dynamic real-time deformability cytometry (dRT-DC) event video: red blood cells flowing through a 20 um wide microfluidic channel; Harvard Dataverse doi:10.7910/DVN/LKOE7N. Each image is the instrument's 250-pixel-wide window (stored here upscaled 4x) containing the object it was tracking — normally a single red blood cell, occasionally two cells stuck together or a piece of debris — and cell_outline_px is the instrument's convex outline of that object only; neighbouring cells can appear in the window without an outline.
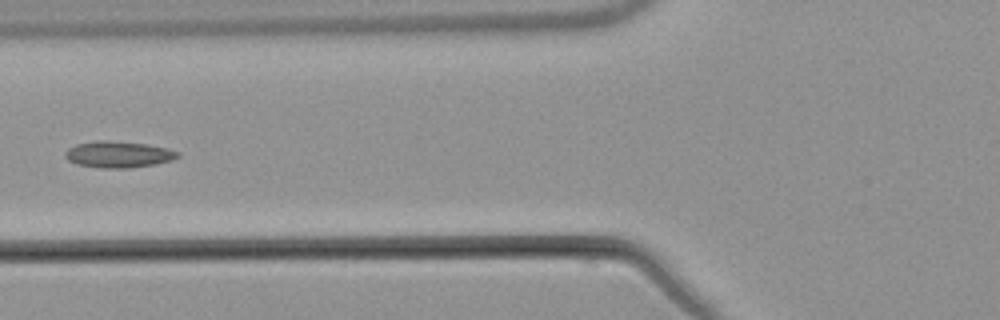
{"species": "common noctule bat (a hibernating species)", "species_latin": "Nyctalus noctula", "temperature_condition": "warm", "stored_images_in_passage": 4, "camera_frame_rate_fps": 3000, "um_per_image_px": 0.085, "animal": {"sex": "male", "body_mass_g": 21.5, "forearm_length_mm": 52.0}, "frame": {"image": 1, "passage_image": 4, "time_ms": 3.667, "image_size_px": [1000, 320], "cell_outline_px": [[180, 156], [172, 160], [156, 164], [132, 168], [100, 168], [76, 164], [68, 160], [64, 156], [64, 152], [68, 148], [76, 144], [96, 140], [108, 140], [148, 144], [168, 148], [180, 152]], "centroid_in_image_um": [10.07, 13.12], "position_along_channel_um": 115.7, "area_um2": 17.63}}